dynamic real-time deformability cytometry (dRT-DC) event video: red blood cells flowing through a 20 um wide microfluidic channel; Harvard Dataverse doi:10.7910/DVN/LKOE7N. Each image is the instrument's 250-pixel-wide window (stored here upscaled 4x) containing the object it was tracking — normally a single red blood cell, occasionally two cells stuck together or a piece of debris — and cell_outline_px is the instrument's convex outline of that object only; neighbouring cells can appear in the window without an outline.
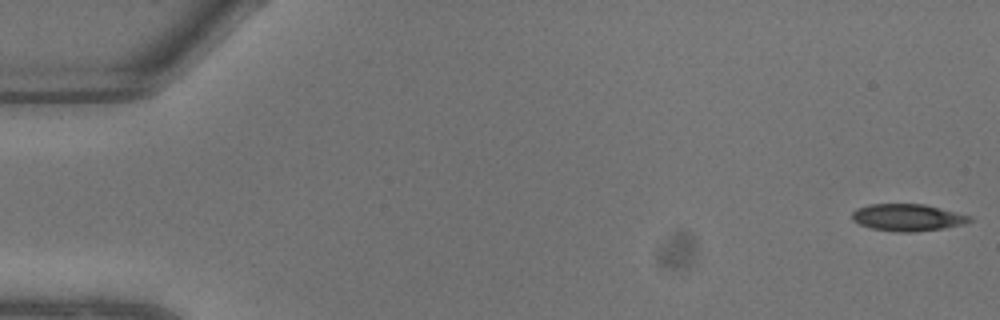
{"species": "common noctule bat (a hibernating species)", "species_latin": "Nyctalus noctula", "temperature_condition": "warm", "stored_images_in_passage": 10, "camera_frame_rate_fps": 3000, "um_per_image_px": 0.085, "animal": {"sex": "male", "body_mass_g": 13.3}, "frame": {"image": 1, "passage_image": 1, "time_ms": 0.0, "image_size_px": [1000, 320], "cell_outline_px": [[972, 220], [964, 224], [944, 228], [912, 232], [896, 232], [872, 228], [860, 224], [852, 220], [852, 212], [856, 208], [868, 204], [924, 204], [972, 216]], "centroid_in_image_um": [77.13, 18.48], "position_along_channel_um": 7.9, "area_um2": 18.5}}
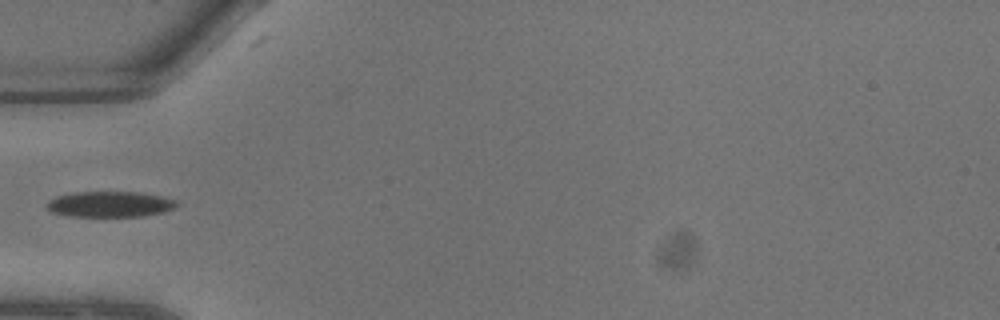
{"frame": {"image": 2, "passage_image": 8, "time_ms": 2.333, "image_size_px": [1000, 320], "cell_outline_px": [[180, 204], [176, 208], [164, 212], [140, 216], [68, 216], [52, 212], [44, 204], [48, 200], [56, 196], [72, 192], [136, 192], [160, 196], [176, 200]], "centroid_in_image_um": [9.33, 17.35], "position_along_channel_um": 75.7, "area_um2": 19.54}}
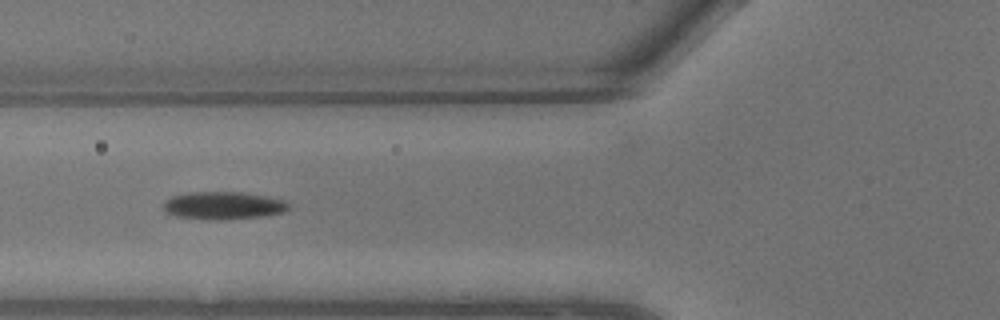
{"frame": {"image": 3, "passage_image": 9, "time_ms": 2.667, "image_size_px": [1000, 320], "cell_outline_px": [[292, 204], [284, 212], [264, 216], [224, 220], [208, 220], [176, 216], [164, 212], [164, 200], [172, 196], [188, 192], [240, 192], [268, 196], [284, 200]], "centroid_in_image_um": [18.99, 17.47], "position_along_channel_um": 106.8, "area_um2": 20.52}}